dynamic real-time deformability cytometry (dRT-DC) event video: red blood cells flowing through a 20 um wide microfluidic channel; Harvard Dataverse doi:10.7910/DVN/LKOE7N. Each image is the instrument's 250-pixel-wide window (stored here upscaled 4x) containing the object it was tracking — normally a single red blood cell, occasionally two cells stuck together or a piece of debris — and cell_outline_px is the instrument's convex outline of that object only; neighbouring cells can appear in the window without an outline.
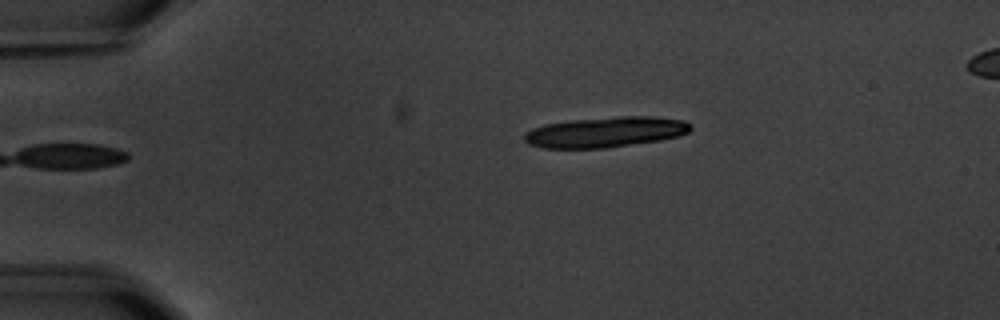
{"species": "common noctule bat (a hibernating species)", "species_latin": "Nyctalus noctula", "temperature_condition": "warm", "stored_images_in_passage": 4, "camera_frame_rate_fps": 3000, "um_per_image_px": 0.085, "animal": {"sex": "male", "body_mass_g": 20.1, "forearm_length_mm": 53.5}, "frame": {"image": 1, "passage_image": 1, "time_ms": 0.0, "image_size_px": [1000, 320], "cell_outline_px": [[692, 128], [688, 132], [680, 136], [660, 140], [608, 148], [544, 148], [528, 144], [524, 140], [524, 132], [532, 128], [544, 124], [572, 120], [620, 116], [652, 116], [684, 120], [692, 124]], "centroid_in_image_um": [51.48, 11.22], "position_along_channel_um": 33.5, "area_um2": 29.77}}